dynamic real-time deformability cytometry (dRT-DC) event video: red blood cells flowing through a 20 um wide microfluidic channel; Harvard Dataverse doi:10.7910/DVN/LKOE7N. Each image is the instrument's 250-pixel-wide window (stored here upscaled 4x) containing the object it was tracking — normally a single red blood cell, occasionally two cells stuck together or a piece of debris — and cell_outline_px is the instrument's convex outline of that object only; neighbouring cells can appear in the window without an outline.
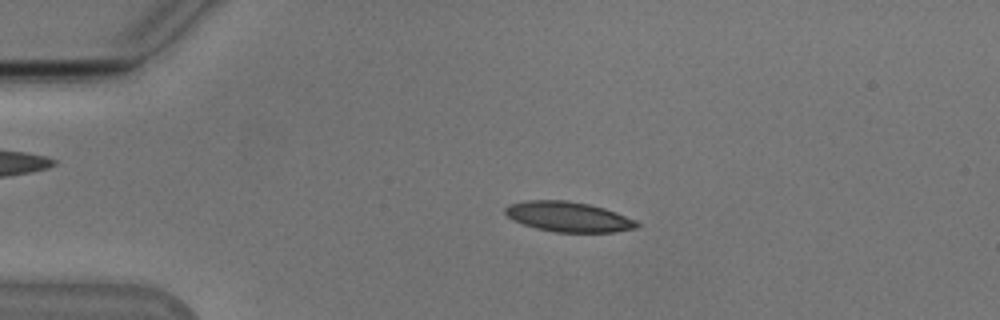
{"species": "Egyptian fruit bat (a non-hibernating species)", "species_latin": "Rousettus aegyptiacus", "temperature_condition": "cold", "stored_images_in_passage": 52, "camera_frame_rate_fps": 3000, "um_per_image_px": 0.085, "animal": {"sex": "male"}, "frame": {"image": 1, "passage_image": 11, "time_ms": 3.333, "image_size_px": [1000, 320], "cell_outline_px": [[640, 224], [636, 228], [612, 232], [556, 232], [536, 228], [512, 220], [504, 212], [504, 208], [508, 204], [528, 200], [568, 200], [588, 204], [604, 208], [616, 212], [636, 220]], "centroid_in_image_um": [48.3, 18.42], "position_along_channel_um": 36.7, "area_um2": 23.06}}
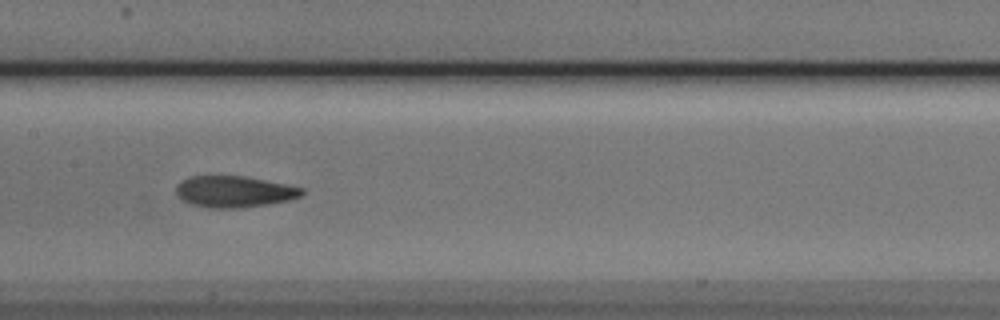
{"frame": {"image": 2, "passage_image": 26, "time_ms": 8.333, "image_size_px": [1000, 320], "cell_outline_px": [[304, 196], [288, 200], [268, 204], [240, 208], [208, 208], [192, 204], [184, 200], [176, 192], [176, 184], [180, 180], [188, 176], [244, 176], [304, 188]], "centroid_in_image_um": [19.91, 16.29], "position_along_channel_um": 187.5, "area_um2": 23.0}}
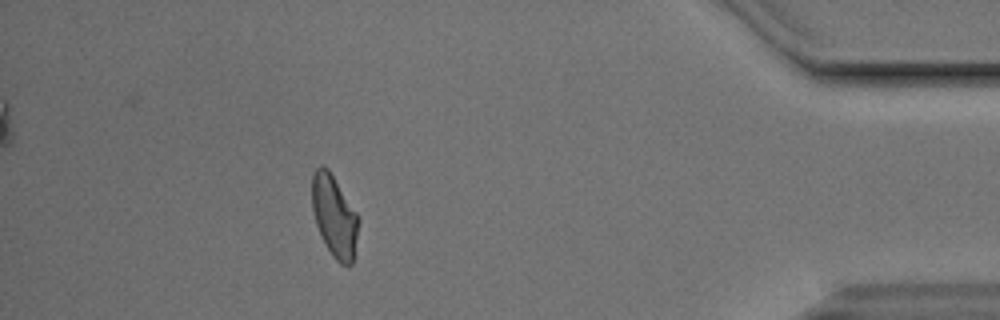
{"frame": {"image": 3, "passage_image": 47, "time_ms": 15.333, "image_size_px": [1000, 320], "cell_outline_px": [[356, 236], [352, 264], [340, 264], [332, 256], [324, 244], [320, 236], [312, 212], [312, 176], [316, 168], [328, 168], [356, 212]], "centroid_in_image_um": [28.37, 18.39], "position_along_channel_um": 406.8, "area_um2": 21.5}, "authors_computed_cell_mechanics": {"area_um2": 23.0622, "velocity_mm_per_s": 3.8329, "shape_relaxation_time_tau1_ms": 3.9686, "shape_relaxation_time_tau2_ms": 2.4714, "deformation_change_tau1": 0.1432, "deformation_change_tau2": 0.0878}}